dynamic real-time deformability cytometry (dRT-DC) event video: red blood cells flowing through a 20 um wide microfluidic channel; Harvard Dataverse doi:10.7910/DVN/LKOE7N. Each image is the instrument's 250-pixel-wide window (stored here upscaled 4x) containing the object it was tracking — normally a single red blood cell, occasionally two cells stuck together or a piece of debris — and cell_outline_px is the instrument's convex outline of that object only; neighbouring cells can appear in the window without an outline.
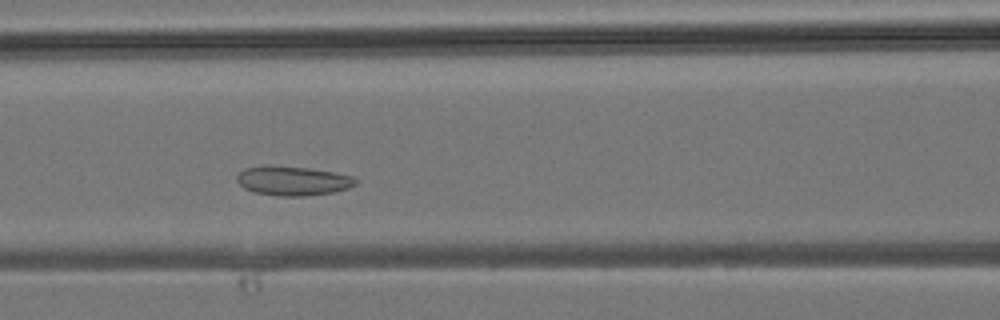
{"species": "common noctule bat (a hibernating species)", "species_latin": "Nyctalus noctula", "temperature_condition": "room temperature", "stored_images_in_passage": 6, "camera_frame_rate_fps": 3000, "um_per_image_px": 0.085, "animal": {"sex": "male", "body_mass_g": 19.2, "forearm_length_mm": 51.8}, "frame": {"image": 1, "passage_image": 5, "time_ms": 1.333, "image_size_px": [1000, 320], "cell_outline_px": [[360, 180], [356, 184], [348, 188], [332, 192], [304, 196], [276, 196], [256, 192], [244, 188], [236, 180], [236, 176], [244, 168], [264, 164], [272, 164], [308, 168], [332, 172], [352, 176]], "centroid_in_image_um": [24.86, 15.35], "position_along_channel_um": 141.7, "area_um2": 20.52}}